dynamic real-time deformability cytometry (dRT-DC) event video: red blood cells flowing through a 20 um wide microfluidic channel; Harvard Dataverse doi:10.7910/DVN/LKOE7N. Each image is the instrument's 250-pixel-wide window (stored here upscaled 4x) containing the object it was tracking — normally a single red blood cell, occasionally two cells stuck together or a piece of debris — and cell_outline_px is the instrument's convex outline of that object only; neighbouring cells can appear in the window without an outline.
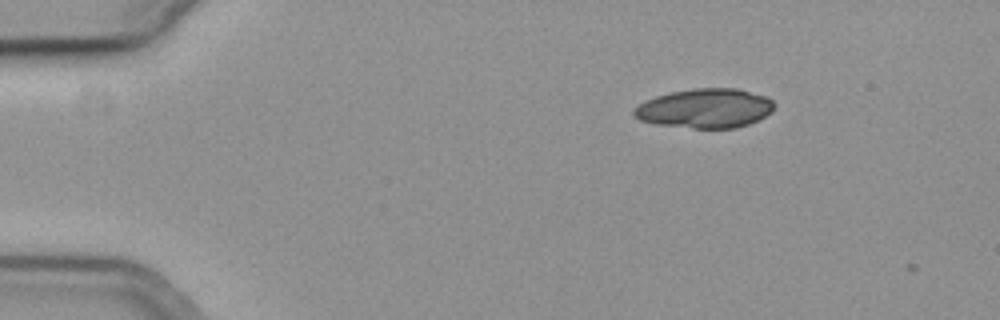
{"species": "common noctule bat (a hibernating species)", "species_latin": "Nyctalus noctula", "temperature_condition": "cold", "stored_images_in_passage": 3, "camera_frame_rate_fps": 3000, "um_per_image_px": 0.085, "animal": {"sex": "female", "body_mass_g": 19.3, "forearm_length_mm": 54.1}, "frame": {"image": 1, "passage_image": 2, "time_ms": 0.333, "image_size_px": [1000, 320], "cell_outline_px": [[776, 104], [772, 112], [748, 124], [736, 128], [692, 128], [656, 124], [640, 120], [632, 112], [640, 104], [656, 96], [672, 92], [692, 88], [736, 88], [768, 96]], "centroid_in_image_um": [59.98, 9.2], "position_along_channel_um": 25.0, "area_um2": 32.08}}